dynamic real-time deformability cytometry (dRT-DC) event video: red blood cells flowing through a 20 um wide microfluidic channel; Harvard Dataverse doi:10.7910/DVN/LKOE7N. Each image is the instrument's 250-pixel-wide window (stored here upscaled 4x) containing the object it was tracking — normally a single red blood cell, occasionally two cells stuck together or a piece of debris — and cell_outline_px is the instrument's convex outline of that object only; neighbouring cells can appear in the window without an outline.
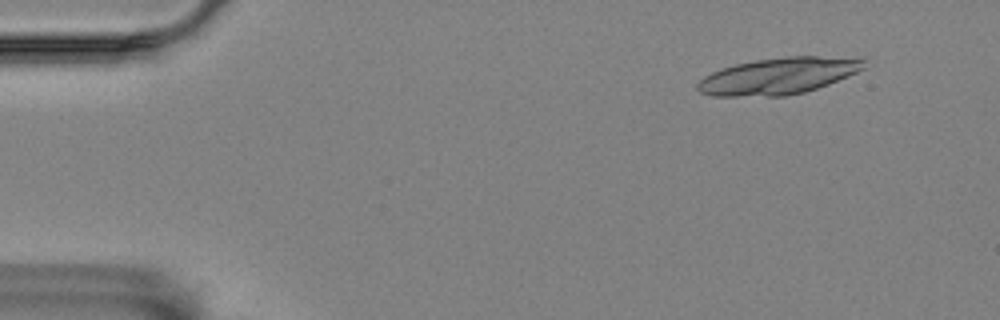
{"species": "Egyptian fruit bat (a non-hibernating species)", "species_latin": "Rousettus aegyptiacus", "temperature_condition": "room temperature", "stored_images_in_passage": 5, "camera_frame_rate_fps": 3000, "um_per_image_px": 0.085, "animal": {"sex": "female"}, "frame": {"image": 1, "passage_image": 2, "time_ms": 0.333, "image_size_px": [1000, 320], "cell_outline_px": [[868, 68], [828, 84], [804, 92], [784, 96], [712, 96], [700, 92], [696, 88], [696, 84], [704, 76], [720, 68], [736, 64], [756, 60], [788, 56], [816, 56], [864, 60]], "centroid_in_image_um": [66.13, 6.46], "position_along_channel_um": 18.9, "area_um2": 35.26}}